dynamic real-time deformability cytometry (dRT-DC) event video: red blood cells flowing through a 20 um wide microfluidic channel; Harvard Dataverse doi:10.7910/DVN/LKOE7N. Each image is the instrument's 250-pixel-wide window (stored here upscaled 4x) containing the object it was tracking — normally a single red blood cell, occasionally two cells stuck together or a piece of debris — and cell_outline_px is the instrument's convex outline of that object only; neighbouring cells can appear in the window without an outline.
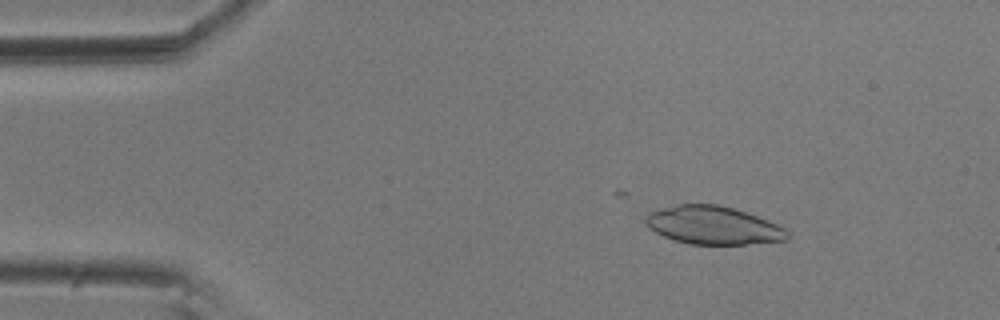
{"species": "common noctule bat (a hibernating species)", "species_latin": "Nyctalus noctula", "temperature_condition": "room temperature", "stored_images_in_passage": 18, "camera_frame_rate_fps": 3000, "um_per_image_px": 0.085, "animal": {"sex": "male", "body_mass_g": 20.5, "forearm_length_mm": 52.5}, "frame": {"image": 1, "passage_image": 8, "time_ms": 2.333, "image_size_px": [1000, 320], "cell_outline_px": [[788, 240], [744, 244], [688, 244], [664, 236], [656, 232], [644, 220], [648, 212], [660, 208], [676, 204], [720, 204], [768, 220], [784, 228], [788, 232]], "centroid_in_image_um": [60.61, 19.14], "position_along_channel_um": 24.4, "area_um2": 31.21}}